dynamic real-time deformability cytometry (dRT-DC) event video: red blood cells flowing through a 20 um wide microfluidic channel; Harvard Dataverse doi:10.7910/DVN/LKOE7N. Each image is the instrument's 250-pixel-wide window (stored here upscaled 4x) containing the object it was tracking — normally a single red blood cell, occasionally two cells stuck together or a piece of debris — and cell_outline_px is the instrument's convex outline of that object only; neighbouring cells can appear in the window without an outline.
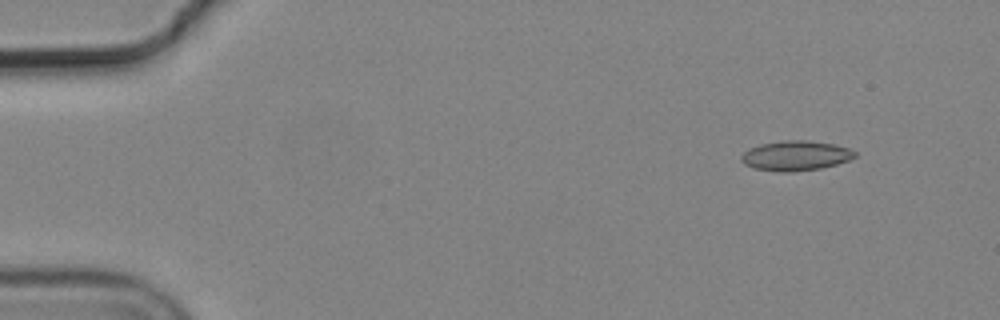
{"species": "common noctule bat (a hibernating species)", "species_latin": "Nyctalus noctula", "temperature_condition": "cold", "stored_images_in_passage": 51, "camera_frame_rate_fps": 3000, "um_per_image_px": 0.085, "animal": {"sex": "male", "body_mass_g": 19.2, "forearm_length_mm": 51.8}, "frame": {"image": 1, "passage_image": 1, "time_ms": 0.0, "image_size_px": [1000, 320], "cell_outline_px": [[856, 156], [848, 160], [836, 164], [820, 168], [792, 172], [780, 172], [756, 168], [744, 164], [740, 160], [740, 156], [748, 148], [760, 144], [784, 140], [808, 140], [832, 144], [848, 148], [856, 152]], "centroid_in_image_um": [67.6, 13.23], "position_along_channel_um": 17.4, "area_um2": 19.71}}
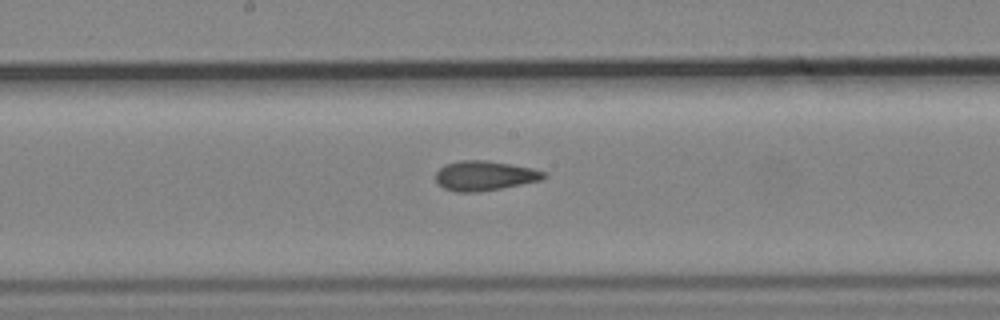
{"frame": {"image": 2, "passage_image": 25, "time_ms": 8.0, "image_size_px": [1000, 320], "cell_outline_px": [[548, 176], [540, 180], [480, 192], [456, 192], [444, 188], [436, 184], [436, 172], [444, 164], [460, 160], [488, 160], [532, 168], [548, 172]], "centroid_in_image_um": [41.17, 14.93], "position_along_channel_um": 207.0, "area_um2": 18.84}}
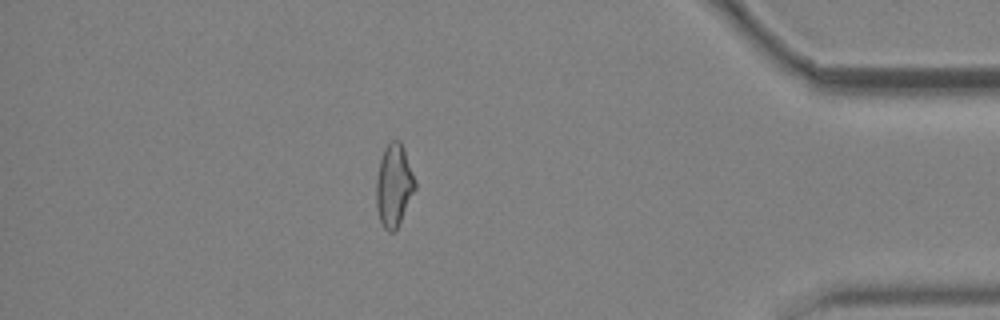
{"frame": {"image": 3, "passage_image": 44, "time_ms": 14.333, "image_size_px": [1000, 320], "cell_outline_px": [[416, 188], [396, 228], [392, 232], [388, 232], [384, 228], [380, 220], [376, 208], [376, 180], [380, 160], [384, 148], [392, 140], [400, 140], [404, 148], [416, 180]], "centroid_in_image_um": [33.48, 15.73], "position_along_channel_um": 401.7, "area_um2": 18.55}, "authors_computed_cell_mechanics": {"area_um2": 18.9006, "velocity_mm_per_s": 3.6944, "shape_relaxation_time_tau1_ms": null, "shape_relaxation_time_tau2_ms": 2.46, "deformation_change_tau1": null, "deformation_change_tau2": 0.0817}}